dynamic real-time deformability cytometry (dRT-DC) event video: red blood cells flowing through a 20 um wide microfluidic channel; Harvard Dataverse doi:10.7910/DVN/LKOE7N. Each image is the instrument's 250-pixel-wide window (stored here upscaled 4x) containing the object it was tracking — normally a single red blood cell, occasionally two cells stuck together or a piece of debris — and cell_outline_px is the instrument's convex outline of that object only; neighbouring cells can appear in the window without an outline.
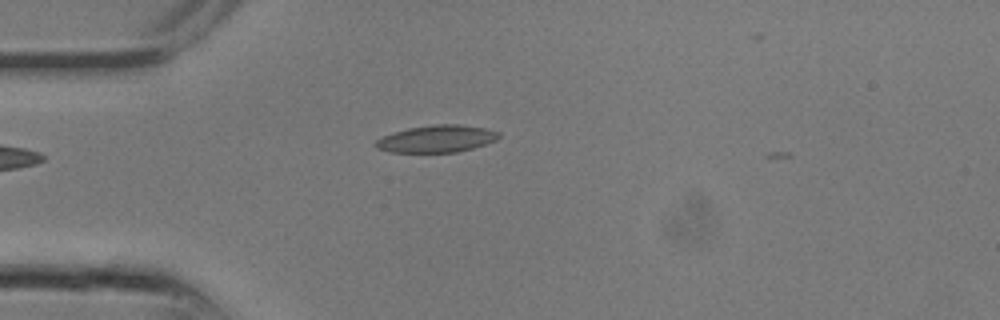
{"species": "common noctule bat (a hibernating species)", "species_latin": "Nyctalus noctula", "temperature_condition": "room temperature", "stored_images_in_passage": 2, "camera_frame_rate_fps": 3000, "um_per_image_px": 0.085, "animal": {"sex": "male", "body_mass_g": 13.3}, "frame": {"image": 1, "passage_image": 1, "time_ms": 0.0, "image_size_px": [1000, 320], "cell_outline_px": [[500, 136], [496, 140], [472, 148], [456, 152], [388, 152], [376, 148], [372, 144], [376, 140], [384, 136], [408, 128], [440, 124], [456, 124], [484, 128], [500, 132]], "centroid_in_image_um": [37.09, 11.8], "position_along_channel_um": 47.9, "area_um2": 19.25}}